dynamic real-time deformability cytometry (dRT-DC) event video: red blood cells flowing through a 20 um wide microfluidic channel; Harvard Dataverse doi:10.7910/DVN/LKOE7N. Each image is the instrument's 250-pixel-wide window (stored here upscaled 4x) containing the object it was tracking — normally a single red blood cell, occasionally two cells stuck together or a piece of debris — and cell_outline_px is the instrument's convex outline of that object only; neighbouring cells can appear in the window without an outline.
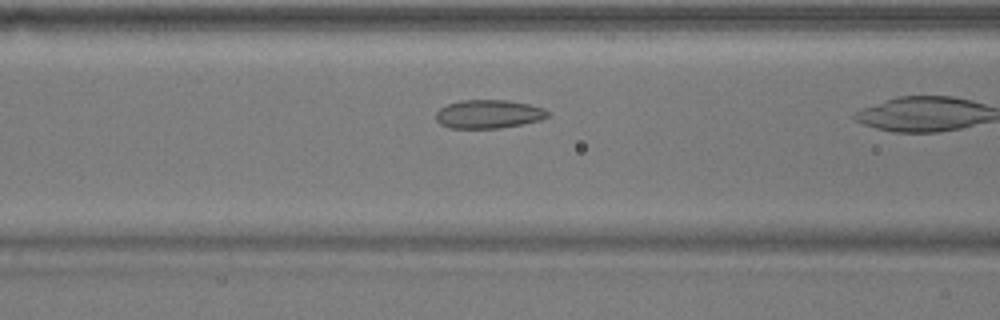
{"species": "common noctule bat (a hibernating species)", "species_latin": "Nyctalus noctula", "temperature_condition": "warm", "stored_images_in_passage": 21, "camera_frame_rate_fps": 3000, "um_per_image_px": 0.085, "animal": {"sex": "male", "body_mass_g": 17.9}, "frame": {"image": 1, "passage_image": 7, "time_ms": 2.0, "image_size_px": [1000, 320], "cell_outline_px": [[548, 116], [540, 120], [500, 128], [448, 128], [440, 124], [436, 120], [436, 112], [440, 108], [448, 104], [460, 100], [508, 100], [528, 104], [544, 108], [548, 112]], "centroid_in_image_um": [41.49, 9.69], "position_along_channel_um": 125.1, "area_um2": 18.55}}